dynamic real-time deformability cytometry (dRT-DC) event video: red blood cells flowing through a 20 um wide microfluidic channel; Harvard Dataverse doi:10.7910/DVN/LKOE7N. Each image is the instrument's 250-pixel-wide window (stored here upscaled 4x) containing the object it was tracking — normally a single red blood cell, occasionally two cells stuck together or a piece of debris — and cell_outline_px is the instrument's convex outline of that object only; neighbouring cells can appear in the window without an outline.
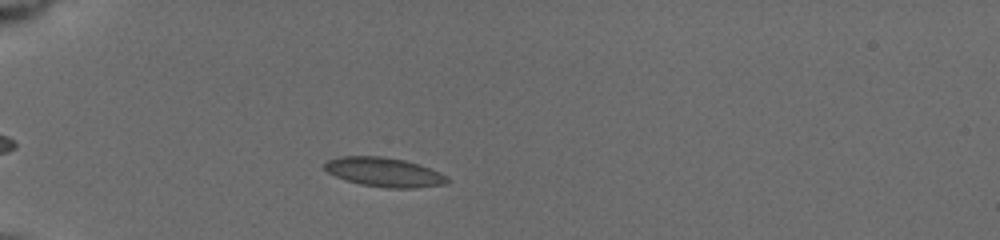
{"species": "common noctule bat (a hibernating species)", "species_latin": "Nyctalus noctula", "temperature_condition": "cold", "stored_images_in_passage": 56, "camera_frame_rate_fps": 3000, "um_per_image_px": 0.085, "animal": {"sex": "female", "body_mass_g": 19.5, "forearm_length_mm": 54.1}, "frame": {"image": 1, "passage_image": 13, "time_ms": 2.667, "image_size_px": [1000, 240], "cell_outline_px": [[452, 180], [444, 184], [416, 188], [388, 188], [360, 184], [336, 176], [328, 172], [324, 168], [324, 164], [328, 160], [340, 156], [380, 156], [404, 160], [420, 164], [440, 172], [448, 176]], "centroid_in_image_um": [32.7, 14.63], "position_along_channel_um": 52.3, "area_um2": 20.92}}
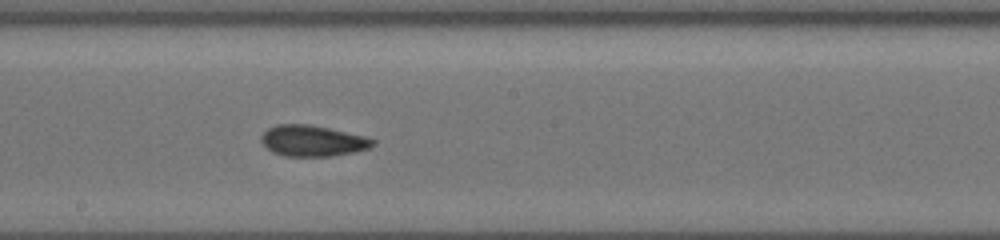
{"frame": {"image": 2, "passage_image": 35, "time_ms": 7.667, "image_size_px": [1000, 240], "cell_outline_px": [[376, 144], [368, 148], [356, 152], [332, 156], [284, 156], [272, 152], [260, 140], [260, 136], [268, 128], [276, 124], [308, 124], [328, 128], [364, 136], [376, 140]], "centroid_in_image_um": [26.57, 11.97], "position_along_channel_um": 221.6, "area_um2": 20.17}}
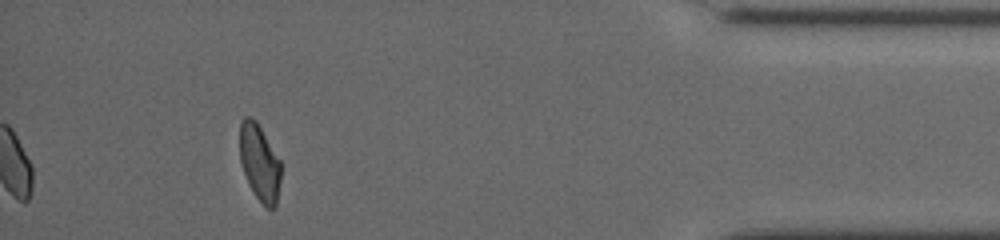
{"frame": {"image": 3, "passage_image": 56, "time_ms": 13.667, "image_size_px": [1000, 240], "cell_outline_px": [[280, 180], [276, 204], [272, 208], [268, 208], [252, 192], [248, 184], [240, 160], [240, 120], [244, 116], [252, 116], [256, 120], [280, 160]], "centroid_in_image_um": [22.04, 13.77], "position_along_channel_um": 413.2, "area_um2": 18.21}, "authors_computed_cell_mechanics": {"area_um2": 19.9988, "velocity_mm_per_s": 3.9192, "shape_relaxation_time_tau1_ms": 5.0013, "shape_relaxation_time_tau2_ms": 2.7546, "deformation_change_tau1": 0.1104, "deformation_change_tau2": 0.0632}}